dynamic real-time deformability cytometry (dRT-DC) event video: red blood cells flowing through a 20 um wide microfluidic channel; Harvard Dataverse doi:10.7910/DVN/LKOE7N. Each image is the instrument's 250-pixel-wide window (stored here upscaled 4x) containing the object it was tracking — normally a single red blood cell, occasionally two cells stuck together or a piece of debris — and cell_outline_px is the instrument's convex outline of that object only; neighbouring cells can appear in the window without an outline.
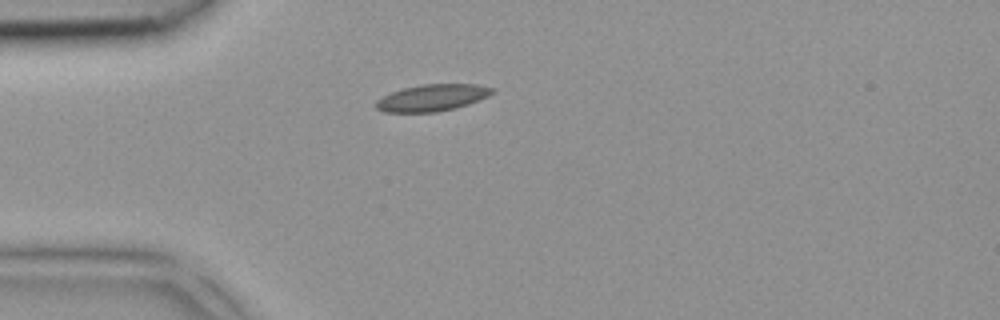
{"species": "common noctule bat (a hibernating species)", "species_latin": "Nyctalus noctula", "temperature_condition": "room temperature", "stored_images_in_passage": 1, "camera_frame_rate_fps": 3000, "um_per_image_px": 0.085, "animal": {"sex": "female", "body_mass_g": 18.4}, "frame": {"image": 1, "passage_image": 1, "time_ms": 0.0, "image_size_px": [1000, 320], "cell_outline_px": [[496, 92], [488, 96], [468, 104], [456, 108], [436, 112], [384, 112], [376, 108], [376, 100], [392, 92], [404, 88], [424, 84], [476, 84], [496, 88]], "centroid_in_image_um": [36.78, 8.3], "position_along_channel_um": 48.2, "area_um2": 18.09}}